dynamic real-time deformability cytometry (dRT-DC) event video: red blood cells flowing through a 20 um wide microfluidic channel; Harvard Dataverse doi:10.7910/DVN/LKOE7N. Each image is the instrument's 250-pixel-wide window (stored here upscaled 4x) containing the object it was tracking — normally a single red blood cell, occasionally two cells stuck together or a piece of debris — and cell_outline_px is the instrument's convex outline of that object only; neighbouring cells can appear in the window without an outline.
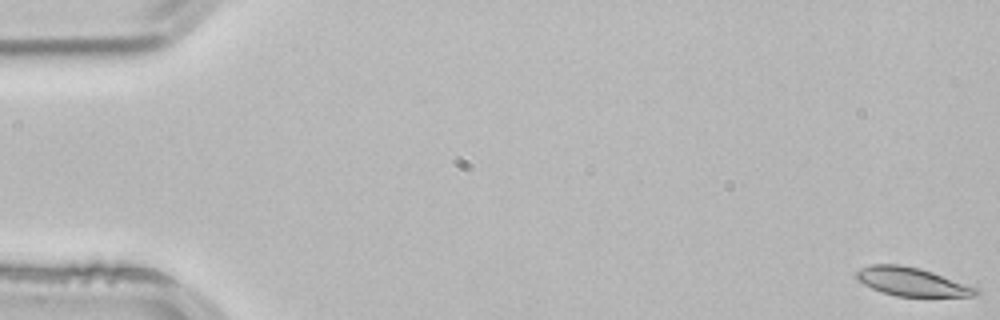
{"species": "common noctule bat (a hibernating species)", "species_latin": "Nyctalus noctula", "temperature_condition": "room temperature", "stored_images_in_passage": 3, "segment_of_instrument_passage": [2, 2], "camera_frame_rate_fps": 3000, "um_per_image_px": 0.085, "animal": {"sex": "male", "body_mass_g": 21.5, "forearm_length_mm": 52.0}, "frame": {"image": 1, "passage_image": 3, "time_ms": 0.667, "image_size_px": [1000, 320], "cell_outline_px": [[980, 292], [976, 296], [896, 296], [880, 292], [856, 280], [856, 272], [860, 268], [872, 264], [900, 264], [920, 268], [932, 272], [976, 288]], "centroid_in_image_um": [77.44, 23.94], "position_along_channel_um": 7.6, "area_um2": 19.65}}